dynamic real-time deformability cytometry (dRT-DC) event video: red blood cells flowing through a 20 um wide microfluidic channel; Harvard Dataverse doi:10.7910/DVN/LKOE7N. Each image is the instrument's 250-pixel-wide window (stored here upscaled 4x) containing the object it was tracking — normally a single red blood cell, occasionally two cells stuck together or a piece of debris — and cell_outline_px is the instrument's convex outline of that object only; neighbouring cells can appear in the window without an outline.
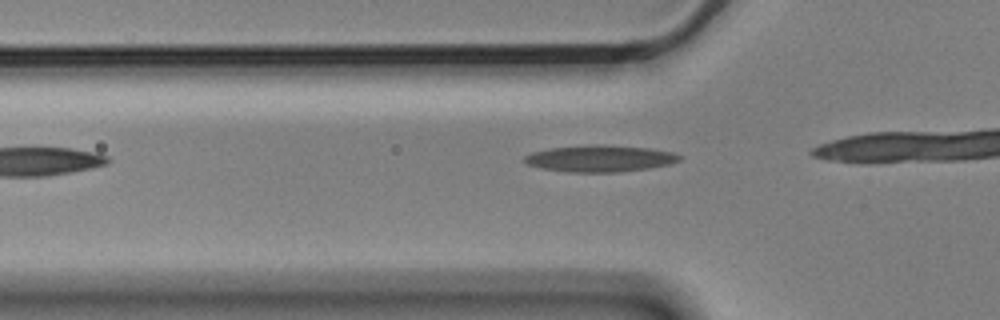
{"species": "Egyptian fruit bat (a non-hibernating species)", "species_latin": "Rousettus aegyptiacus", "temperature_condition": "cold", "stored_images_in_passage": 3, "camera_frame_rate_fps": 3000, "um_per_image_px": 0.085, "animal": {"sex": "male"}, "frame": {"image": 1, "passage_image": 3, "time_ms": 0.667, "image_size_px": [1000, 320], "cell_outline_px": [[684, 156], [680, 160], [668, 164], [648, 168], [616, 172], [568, 172], [544, 168], [528, 164], [524, 160], [524, 156], [532, 152], [552, 148], [592, 144], [596, 144], [648, 148], [676, 152]], "centroid_in_image_um": [51.05, 13.46], "position_along_channel_um": 74.8, "area_um2": 23.87}}